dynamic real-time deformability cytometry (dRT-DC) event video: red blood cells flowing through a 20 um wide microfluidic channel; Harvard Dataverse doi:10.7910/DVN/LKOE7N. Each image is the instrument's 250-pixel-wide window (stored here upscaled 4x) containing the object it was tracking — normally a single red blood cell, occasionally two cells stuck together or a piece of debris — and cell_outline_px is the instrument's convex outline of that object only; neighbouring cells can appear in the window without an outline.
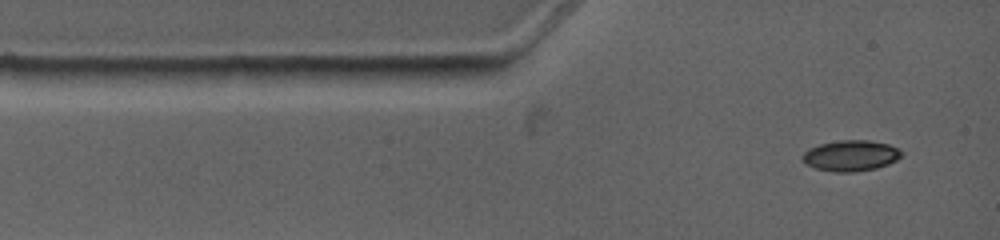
{"species": "common noctule bat (a hibernating species)", "species_latin": "Nyctalus noctula", "temperature_condition": "warm", "stored_images_in_passage": 3, "camera_frame_rate_fps": 4500, "um_per_image_px": 0.085, "animal": {"sex": "female", "body_mass_g": 19.0, "forearm_length_mm": 53.3}, "frame": {"image": 1, "passage_image": 1, "time_ms": 0.0, "image_size_px": [1000, 240], "cell_outline_px": [[904, 152], [896, 160], [888, 164], [876, 168], [856, 172], [836, 172], [816, 168], [800, 160], [800, 156], [808, 148], [820, 144], [840, 140], [868, 140], [888, 144]], "centroid_in_image_um": [72.29, 13.23], "position_along_channel_um": 12.7, "area_um2": 17.8}}
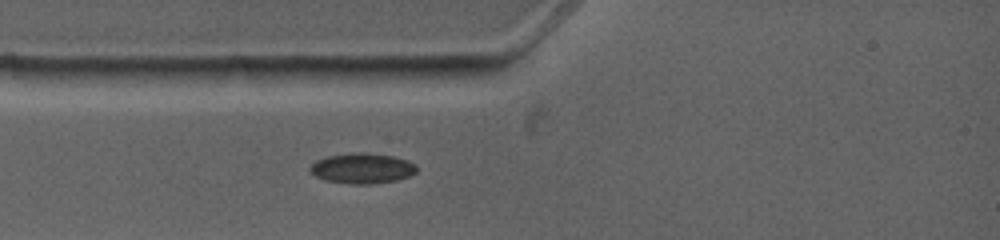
{"frame": {"image": 2, "passage_image": 3, "time_ms": 1.778, "image_size_px": [1000, 240], "cell_outline_px": [[416, 172], [408, 176], [396, 180], [368, 184], [352, 184], [328, 180], [316, 176], [308, 168], [316, 160], [324, 156], [348, 152], [364, 152], [392, 156], [408, 160], [416, 168]], "centroid_in_image_um": [30.75, 14.28], "position_along_channel_um": 54.3, "area_um2": 18.73}}